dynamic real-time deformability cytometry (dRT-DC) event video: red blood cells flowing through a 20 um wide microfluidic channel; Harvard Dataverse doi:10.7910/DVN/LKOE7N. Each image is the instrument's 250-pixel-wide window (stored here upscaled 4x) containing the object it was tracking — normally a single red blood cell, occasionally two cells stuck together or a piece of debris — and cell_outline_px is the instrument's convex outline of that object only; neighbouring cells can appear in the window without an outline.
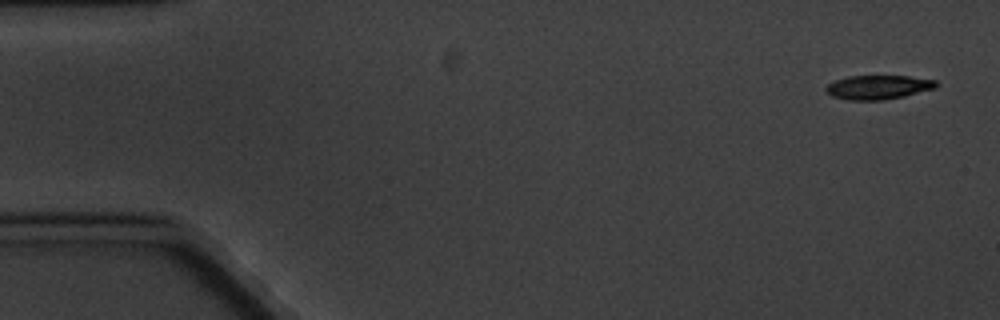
{"species": "common noctule bat (a hibernating species)", "species_latin": "Nyctalus noctula", "temperature_condition": "cold", "stored_images_in_passage": 4, "camera_frame_rate_fps": 3000, "um_per_image_px": 0.085, "animal": {"sex": "male", "body_mass_g": 20.1, "forearm_length_mm": 53.5}, "frame": {"image": 1, "passage_image": 1, "time_ms": 0.0, "image_size_px": [1000, 320], "cell_outline_px": [[940, 84], [936, 88], [904, 96], [884, 100], [848, 100], [832, 96], [824, 88], [828, 84], [836, 80], [848, 76], [908, 76], [936, 80]], "centroid_in_image_um": [74.68, 7.41], "position_along_channel_um": 10.3, "area_um2": 15.49}}